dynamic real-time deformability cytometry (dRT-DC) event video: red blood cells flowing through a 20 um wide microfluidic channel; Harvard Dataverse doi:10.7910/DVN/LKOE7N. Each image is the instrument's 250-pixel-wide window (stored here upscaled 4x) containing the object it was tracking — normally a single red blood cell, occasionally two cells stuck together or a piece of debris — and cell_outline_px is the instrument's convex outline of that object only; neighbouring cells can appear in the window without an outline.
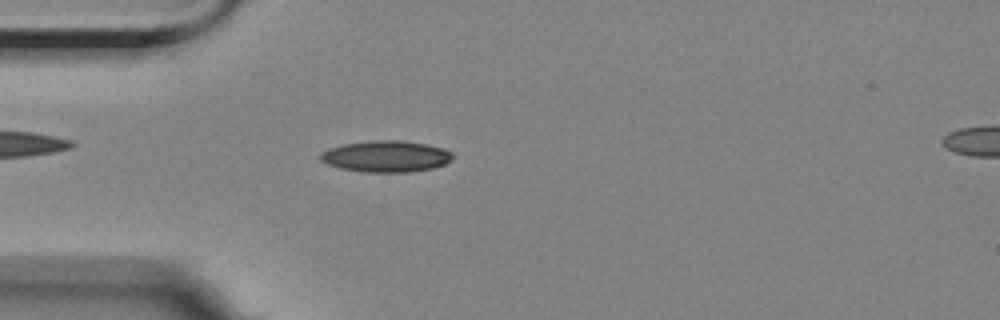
{"species": "Egyptian fruit bat (a non-hibernating species)", "species_latin": "Rousettus aegyptiacus", "temperature_condition": "room temperature", "stored_images_in_passage": 57, "camera_frame_rate_fps": 3000, "um_per_image_px": 0.085, "animal": {"sex": "female"}, "frame": {"image": 1, "passage_image": 16, "time_ms": 5.0, "image_size_px": [1000, 320], "cell_outline_px": [[452, 160], [444, 164], [432, 168], [408, 172], [364, 172], [340, 168], [328, 164], [320, 160], [320, 152], [328, 148], [344, 144], [372, 140], [400, 140], [428, 144], [444, 148], [452, 152]], "centroid_in_image_um": [32.81, 13.28], "position_along_channel_um": 52.2, "area_um2": 24.28}}
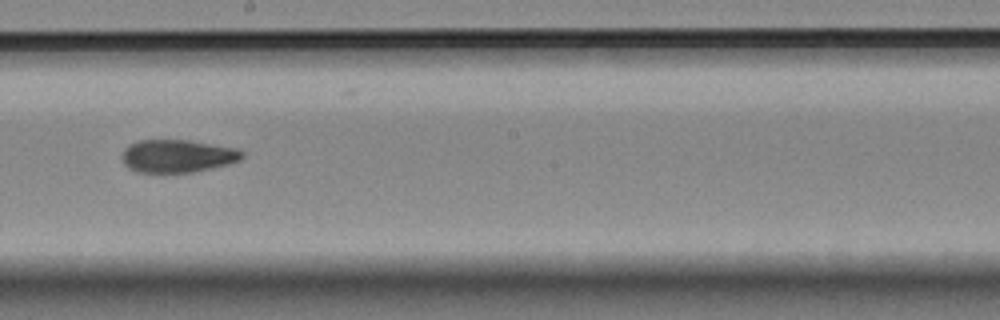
{"frame": {"image": 2, "passage_image": 32, "time_ms": 10.333, "image_size_px": [1000, 320], "cell_outline_px": [[244, 156], [240, 160], [228, 164], [212, 168], [192, 172], [136, 172], [128, 168], [124, 164], [120, 156], [124, 148], [128, 144], [140, 140], [188, 140], [240, 148], [244, 152]], "centroid_in_image_um": [15.08, 13.25], "position_along_channel_um": 233.1, "area_um2": 23.29}}
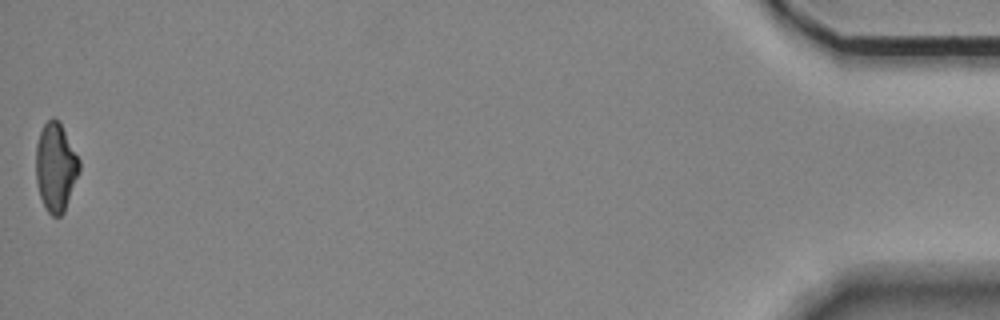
{"frame": {"image": 3, "passage_image": 57, "time_ms": 18.667, "image_size_px": [1000, 320], "cell_outline_px": [[80, 168], [64, 212], [60, 216], [52, 216], [48, 212], [40, 196], [36, 180], [36, 144], [40, 132], [44, 124], [52, 116], [60, 120], [80, 160]], "centroid_in_image_um": [4.73, 14.16], "position_along_channel_um": 430.5, "area_um2": 22.37}, "authors_computed_cell_mechanics": {"area_um2": 22.7732, "velocity_mm_per_s": 3.5171, "shape_relaxation_time_tau1_ms": 7.5439, "shape_relaxation_time_tau2_ms": 3.0137, "deformation_change_tau1": 0.1918, "deformation_change_tau2": 0.0915}}